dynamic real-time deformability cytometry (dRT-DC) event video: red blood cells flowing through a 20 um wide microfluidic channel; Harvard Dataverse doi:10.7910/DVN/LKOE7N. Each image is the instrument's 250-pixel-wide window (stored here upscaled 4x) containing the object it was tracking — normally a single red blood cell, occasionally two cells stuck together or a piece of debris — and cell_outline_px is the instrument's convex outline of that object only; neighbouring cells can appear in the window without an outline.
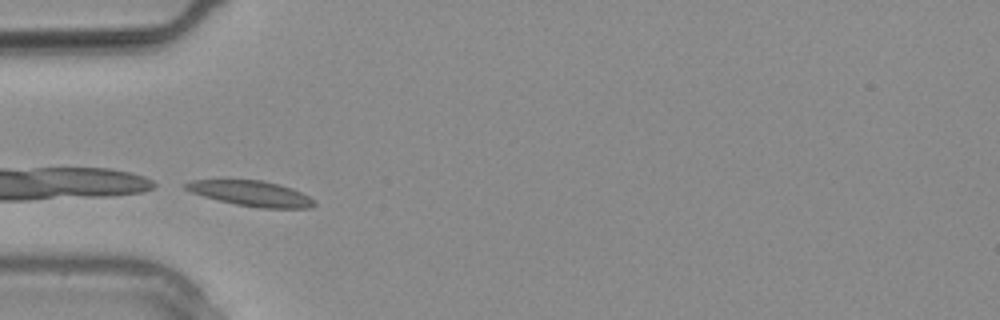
{"species": "common noctule bat (a hibernating species)", "species_latin": "Nyctalus noctula", "temperature_condition": "warm", "stored_images_in_passage": 4, "camera_frame_rate_fps": 3000, "um_per_image_px": 0.085, "animal": {"sex": "male", "body_mass_g": 20.4}, "frame": {"image": 1, "passage_image": 1, "time_ms": 0.0, "image_size_px": [1000, 320], "cell_outline_px": [[316, 204], [312, 208], [260, 208], [236, 204], [204, 196], [192, 192], [184, 188], [184, 184], [192, 180], [260, 180], [280, 184], [292, 188], [316, 200]], "centroid_in_image_um": [21.4, 16.45], "position_along_channel_um": 63.6, "area_um2": 18.84}}